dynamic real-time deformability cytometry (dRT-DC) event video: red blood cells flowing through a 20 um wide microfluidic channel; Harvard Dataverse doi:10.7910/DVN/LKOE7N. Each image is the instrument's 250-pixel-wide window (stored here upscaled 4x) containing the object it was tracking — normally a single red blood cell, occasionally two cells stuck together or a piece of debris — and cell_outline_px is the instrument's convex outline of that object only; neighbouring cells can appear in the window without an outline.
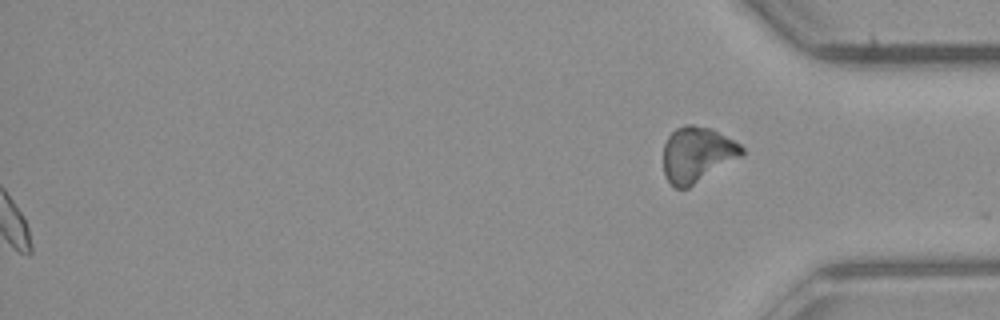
{"species": "common noctule bat (a hibernating species)", "species_latin": "Nyctalus noctula", "temperature_condition": "room temperature", "stored_images_in_passage": 53, "segment_of_instrument_passage": [2, 2], "camera_frame_rate_fps": 3000, "um_per_image_px": 0.085, "animal": {"sex": "male", "body_mass_g": 23.1, "forearm_length_mm": 52.7}, "frame": {"image": 1, "passage_image": 53, "time_ms": 17.333, "image_size_px": [1000, 320], "cell_outline_px": [[744, 152], [740, 156], [688, 188], [676, 188], [664, 176], [664, 144], [668, 136], [676, 128], [688, 124], [692, 124], [712, 128], [740, 144], [744, 148]], "centroid_in_image_um": [59.23, 13.11], "position_along_channel_um": 376.0, "area_um2": 25.03}}